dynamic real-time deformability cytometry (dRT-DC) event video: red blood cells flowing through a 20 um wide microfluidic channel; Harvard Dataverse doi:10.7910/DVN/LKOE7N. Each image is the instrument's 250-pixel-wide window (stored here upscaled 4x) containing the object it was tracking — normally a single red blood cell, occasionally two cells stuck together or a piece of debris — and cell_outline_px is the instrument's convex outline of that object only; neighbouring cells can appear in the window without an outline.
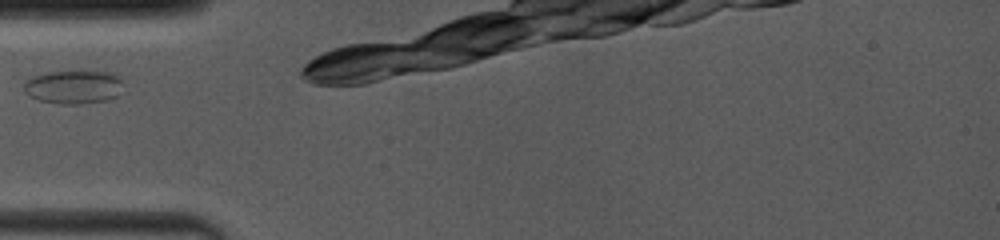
{"species": "common noctule bat (a hibernating species)", "species_latin": "Nyctalus noctula", "temperature_condition": "room temperature", "stored_images_in_passage": 6, "camera_frame_rate_fps": 4000, "um_per_image_px": 0.085, "animal": {"sex": "female", "body_mass_g": 19.0, "forearm_length_mm": 53.3}, "frame": {"image": 1, "passage_image": 1, "time_ms": 0.0, "image_size_px": [1000, 240], "cell_outline_px": [[120, 80], [116, 96], [104, 100], [84, 104], [60, 104], [40, 100], [28, 96], [24, 92], [24, 80], [32, 76], [52, 72], [108, 72], [120, 76]], "centroid_in_image_um": [6.16, 7.4], "position_along_channel_um": 78.8, "area_um2": 19.02}}